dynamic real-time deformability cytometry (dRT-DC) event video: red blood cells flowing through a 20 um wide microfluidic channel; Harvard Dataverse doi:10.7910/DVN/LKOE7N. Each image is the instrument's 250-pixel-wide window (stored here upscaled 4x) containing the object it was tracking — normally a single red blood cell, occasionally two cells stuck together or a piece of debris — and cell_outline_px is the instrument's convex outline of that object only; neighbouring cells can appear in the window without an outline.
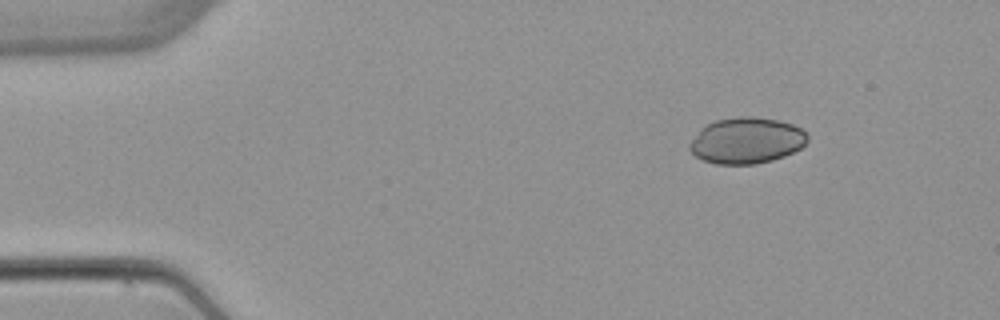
{"species": "common noctule bat (a hibernating species)", "species_latin": "Nyctalus noctula", "temperature_condition": "warm", "stored_images_in_passage": 3, "camera_frame_rate_fps": 3000, "um_per_image_px": 0.085, "animal": {"sex": "female", "body_mass_g": 22.7, "forearm_length_mm": 54.2}, "frame": {"image": 1, "passage_image": 1, "time_ms": 0.0, "image_size_px": [1000, 320], "cell_outline_px": [[808, 140], [800, 148], [784, 156], [772, 160], [756, 164], [716, 164], [704, 160], [696, 156], [688, 148], [688, 144], [704, 124], [716, 120], [740, 116], [752, 116], [780, 120], [792, 124], [800, 128], [808, 136]], "centroid_in_image_um": [63.43, 11.94], "position_along_channel_um": 21.6, "area_um2": 31.73}}